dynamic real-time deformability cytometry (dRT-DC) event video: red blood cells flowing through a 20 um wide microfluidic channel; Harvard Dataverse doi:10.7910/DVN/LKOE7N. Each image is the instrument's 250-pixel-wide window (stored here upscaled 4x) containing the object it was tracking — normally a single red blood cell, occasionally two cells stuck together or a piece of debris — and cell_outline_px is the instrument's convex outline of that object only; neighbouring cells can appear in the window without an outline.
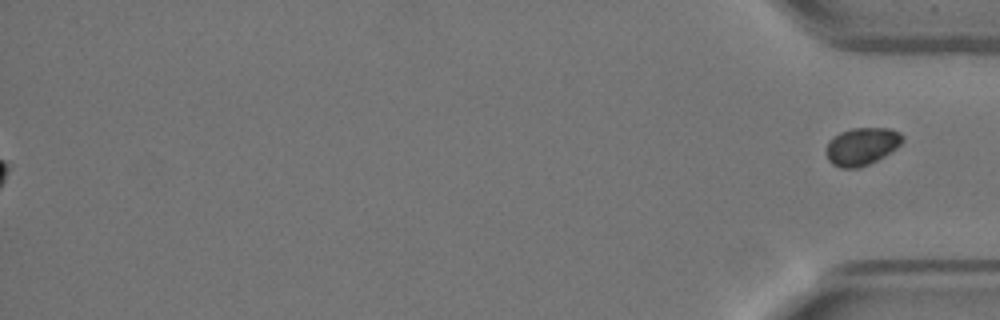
{"species": "Egyptian fruit bat (a non-hibernating species)", "species_latin": "Rousettus aegyptiacus", "temperature_condition": "warm", "stored_images_in_passage": 39, "segment_of_instrument_passage": [2, 2], "camera_frame_rate_fps": 3000, "um_per_image_px": 0.085, "animal": {"sex": "female"}, "frame": {"image": 1, "passage_image": 39, "time_ms": 12.667, "image_size_px": [1000, 320], "cell_outline_px": [[904, 140], [896, 148], [884, 156], [860, 168], [840, 168], [832, 164], [828, 160], [824, 152], [828, 140], [840, 132], [852, 128], [888, 128], [900, 132], [904, 136]], "centroid_in_image_um": [73.22, 12.44], "position_along_channel_um": 362.0, "area_um2": 16.94}}